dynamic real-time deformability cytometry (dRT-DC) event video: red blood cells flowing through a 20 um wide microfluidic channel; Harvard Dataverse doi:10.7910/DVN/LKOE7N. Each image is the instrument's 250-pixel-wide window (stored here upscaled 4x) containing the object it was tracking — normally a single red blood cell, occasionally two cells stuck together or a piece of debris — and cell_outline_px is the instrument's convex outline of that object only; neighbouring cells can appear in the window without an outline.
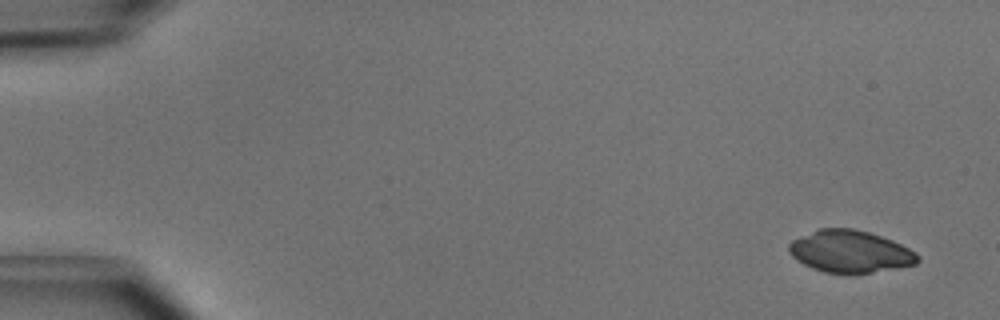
{"species": "common noctule bat (a hibernating species)", "species_latin": "Nyctalus noctula", "temperature_condition": "cold", "stored_images_in_passage": 4, "camera_frame_rate_fps": 3000, "um_per_image_px": 0.085, "animal": {"sex": "male", "body_mass_g": 15.6}, "frame": {"image": 1, "passage_image": 1, "time_ms": 0.0, "image_size_px": [1000, 320], "cell_outline_px": [[920, 260], [916, 264], [856, 276], [844, 276], [824, 272], [812, 268], [796, 260], [788, 252], [788, 244], [792, 240], [820, 228], [852, 228], [868, 232], [892, 240], [916, 252], [920, 256]], "centroid_in_image_um": [72.26, 21.42], "position_along_channel_um": 12.7, "area_um2": 32.31}}